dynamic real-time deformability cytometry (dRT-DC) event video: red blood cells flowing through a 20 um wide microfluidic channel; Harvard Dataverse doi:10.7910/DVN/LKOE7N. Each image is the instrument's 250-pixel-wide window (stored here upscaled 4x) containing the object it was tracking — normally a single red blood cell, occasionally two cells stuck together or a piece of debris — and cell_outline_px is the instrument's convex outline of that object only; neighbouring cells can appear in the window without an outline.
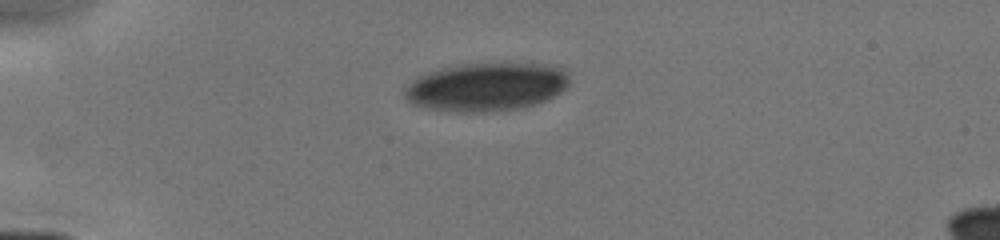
{"species": "human", "species_latin": "Homo sapiens", "temperature_condition": "cold", "stored_images_in_passage": 5, "camera_frame_rate_fps": 3000, "um_per_image_px": 0.085, "donor": {"sex": "male"}, "frame": {"image": 1, "passage_image": 1, "time_ms": 0.0, "image_size_px": [1000, 240], "cell_outline_px": [[568, 84], [560, 92], [544, 100], [520, 108], [488, 112], [444, 112], [424, 108], [412, 104], [404, 96], [404, 88], [416, 76], [440, 68], [456, 64], [556, 64], [564, 68], [568, 72]], "centroid_in_image_um": [41.29, 7.39], "position_along_channel_um": 43.7, "area_um2": 46.82}}
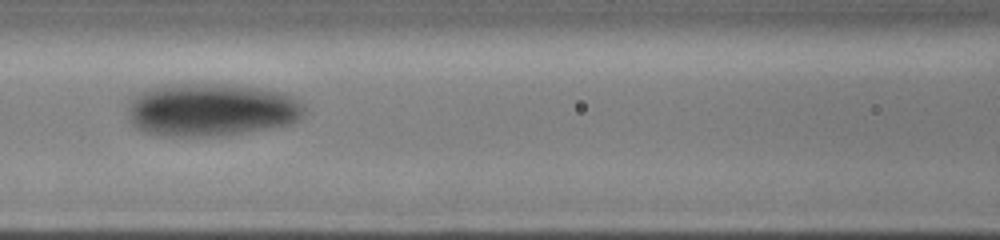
{"frame": {"image": 2, "passage_image": 4, "time_ms": 3.333, "image_size_px": [1000, 240], "cell_outline_px": [[304, 112], [300, 120], [292, 124], [244, 132], [216, 136], [164, 136], [144, 132], [136, 128], [128, 120], [128, 104], [132, 96], [140, 92], [164, 84], [228, 84], [256, 88], [280, 92], [292, 96], [300, 100], [304, 104]], "centroid_in_image_um": [17.93, 9.33], "position_along_channel_um": 148.7, "area_um2": 54.85}}
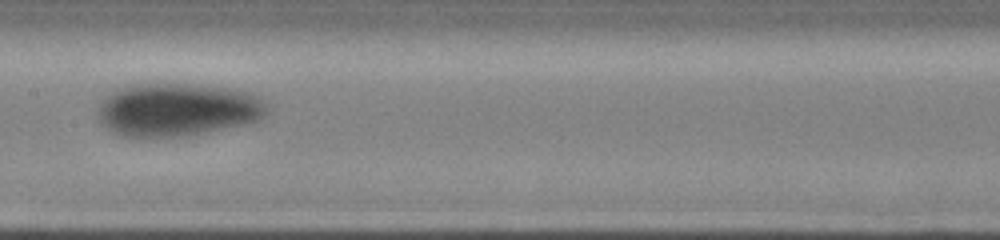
{"frame": {"image": 3, "passage_image": 5, "time_ms": 4.333, "image_size_px": [1000, 240], "cell_outline_px": [[268, 108], [260, 120], [204, 132], [180, 136], [144, 140], [120, 136], [112, 132], [100, 124], [96, 112], [96, 108], [112, 92], [128, 84], [144, 80], [196, 84], [228, 88], [244, 92], [256, 96]], "centroid_in_image_um": [14.92, 9.31], "position_along_channel_um": 192.5, "area_um2": 53.58}}